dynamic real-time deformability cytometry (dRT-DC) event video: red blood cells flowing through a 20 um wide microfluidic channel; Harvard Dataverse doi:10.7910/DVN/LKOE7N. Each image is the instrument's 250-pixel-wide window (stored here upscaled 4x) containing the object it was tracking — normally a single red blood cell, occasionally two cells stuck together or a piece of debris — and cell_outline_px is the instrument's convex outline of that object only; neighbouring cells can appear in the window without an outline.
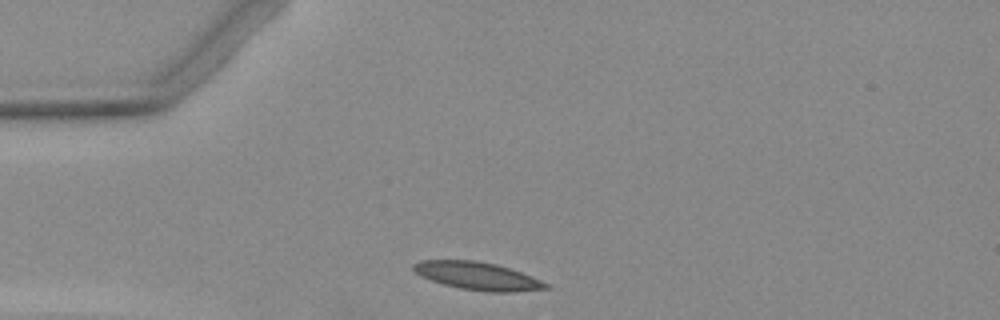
{"species": "Egyptian fruit bat (a non-hibernating species)", "species_latin": "Rousettus aegyptiacus", "temperature_condition": "warm", "stored_images_in_passage": 1, "camera_frame_rate_fps": 3000, "um_per_image_px": 0.085, "animal": {"sex": "female"}, "frame": {"image": 1, "passage_image": 1, "time_ms": 0.0, "image_size_px": [1000, 320], "cell_outline_px": [[552, 288], [516, 292], [492, 292], [460, 288], [444, 284], [420, 276], [412, 268], [412, 264], [420, 260], [476, 260], [496, 264], [520, 272], [540, 280], [548, 284]], "centroid_in_image_um": [40.59, 23.45], "position_along_channel_um": 44.4, "area_um2": 21.33}}